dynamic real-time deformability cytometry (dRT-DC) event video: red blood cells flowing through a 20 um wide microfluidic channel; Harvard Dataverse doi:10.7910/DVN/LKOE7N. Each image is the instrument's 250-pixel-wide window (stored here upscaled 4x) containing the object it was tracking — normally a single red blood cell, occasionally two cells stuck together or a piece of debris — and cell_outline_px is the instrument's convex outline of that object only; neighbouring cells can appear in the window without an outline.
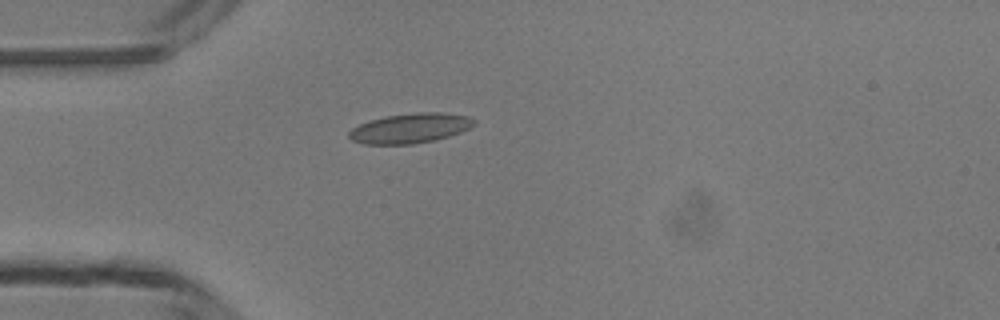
{"species": "common noctule bat (a hibernating species)", "species_latin": "Nyctalus noctula", "temperature_condition": "room temperature", "stored_images_in_passage": 4, "camera_frame_rate_fps": 3000, "um_per_image_px": 0.085, "animal": {"sex": "male", "body_mass_g": 13.3}, "frame": {"image": 1, "passage_image": 4, "time_ms": 3.667, "image_size_px": [1000, 320], "cell_outline_px": [[476, 124], [460, 132], [436, 140], [412, 144], [364, 144], [352, 140], [348, 136], [348, 132], [352, 128], [360, 124], [372, 120], [388, 116], [416, 112], [444, 112], [468, 116], [476, 120]], "centroid_in_image_um": [34.89, 10.9], "position_along_channel_um": 50.1, "area_um2": 21.68}}